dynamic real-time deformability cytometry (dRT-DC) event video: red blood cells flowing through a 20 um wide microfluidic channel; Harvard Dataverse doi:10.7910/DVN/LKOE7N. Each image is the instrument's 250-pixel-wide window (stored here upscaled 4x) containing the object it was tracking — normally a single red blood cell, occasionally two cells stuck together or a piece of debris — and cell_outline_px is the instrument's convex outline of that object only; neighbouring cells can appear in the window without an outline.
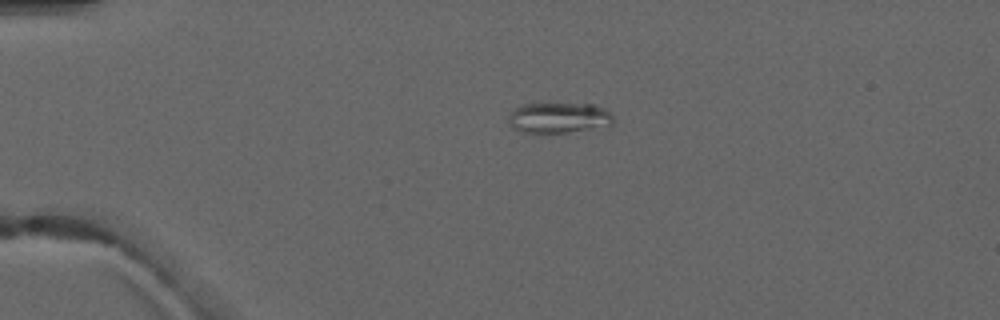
{"species": "common noctule bat (a hibernating species)", "species_latin": "Nyctalus noctula", "temperature_condition": "warm", "stored_images_in_passage": 2, "camera_frame_rate_fps": 3000, "um_per_image_px": 0.085, "animal": {"sex": "male", "forearm_length_mm": 52.5}, "frame": {"image": 1, "passage_image": 1, "time_ms": 0.0, "image_size_px": [1000, 320], "cell_outline_px": [[612, 124], [564, 132], [520, 132], [512, 128], [508, 124], [508, 116], [520, 104], [556, 100], [592, 104], [604, 108], [612, 116]], "centroid_in_image_um": [47.4, 9.93], "position_along_channel_um": 37.6, "area_um2": 19.25}}